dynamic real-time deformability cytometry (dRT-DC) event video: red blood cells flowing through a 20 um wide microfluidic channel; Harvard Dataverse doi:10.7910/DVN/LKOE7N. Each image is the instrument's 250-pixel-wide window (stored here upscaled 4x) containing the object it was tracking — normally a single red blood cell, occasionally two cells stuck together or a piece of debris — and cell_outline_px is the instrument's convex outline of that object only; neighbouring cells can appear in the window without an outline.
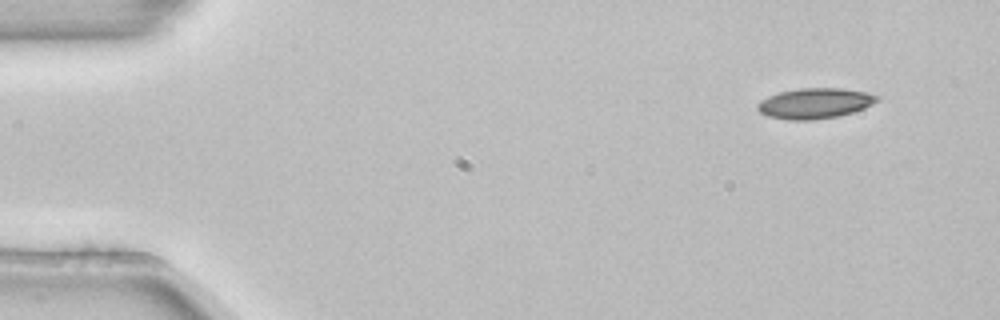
{"species": "common noctule bat (a hibernating species)", "species_latin": "Nyctalus noctula", "temperature_condition": "room temperature", "stored_images_in_passage": 4, "camera_frame_rate_fps": 3000, "um_per_image_px": 0.085, "animal": {"sex": "female", "body_mass_g": 22.7, "forearm_length_mm": 54.2}, "frame": {"image": 1, "passage_image": 1, "time_ms": 0.0, "image_size_px": [1000, 320], "cell_outline_px": [[880, 100], [864, 108], [840, 116], [812, 120], [788, 120], [768, 116], [760, 112], [756, 108], [756, 104], [760, 100], [768, 96], [780, 92], [800, 88], [840, 88], [868, 92], [880, 96]], "centroid_in_image_um": [69.27, 8.78], "position_along_channel_um": 15.7, "area_um2": 21.39}}
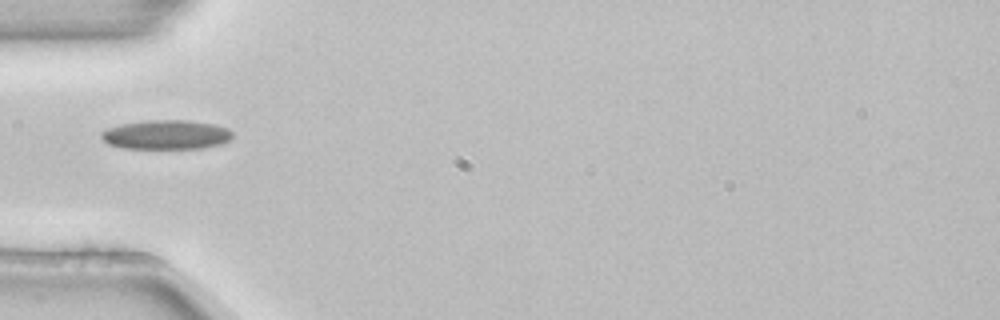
{"frame": {"image": 2, "passage_image": 4, "time_ms": 1.0, "image_size_px": [1000, 320], "cell_outline_px": [[232, 136], [228, 140], [220, 144], [200, 148], [124, 148], [108, 144], [100, 136], [100, 132], [108, 128], [120, 124], [148, 120], [188, 120], [216, 124], [228, 128], [232, 132]], "centroid_in_image_um": [14.12, 11.44], "position_along_channel_um": 70.9, "area_um2": 22.37}}